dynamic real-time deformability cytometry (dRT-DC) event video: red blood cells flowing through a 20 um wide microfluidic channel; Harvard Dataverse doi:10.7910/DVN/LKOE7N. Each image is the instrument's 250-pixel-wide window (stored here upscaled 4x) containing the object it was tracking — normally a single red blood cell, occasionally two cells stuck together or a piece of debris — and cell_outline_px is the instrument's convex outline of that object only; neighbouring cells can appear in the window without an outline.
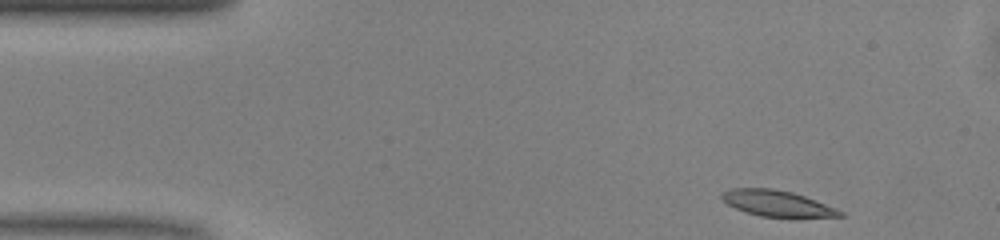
{"species": "common noctule bat (a hibernating species)", "species_latin": "Nyctalus noctula", "temperature_condition": "warm", "stored_images_in_passage": 10, "camera_frame_rate_fps": 3000, "um_per_image_px": 0.085, "animal": {"sex": "male", "body_mass_g": 13.0, "forearm_length_mm": 53.1}, "frame": {"image": 1, "passage_image": 1, "time_ms": 0.0, "image_size_px": [1000, 240], "cell_outline_px": [[844, 216], [792, 220], [788, 220], [760, 216], [744, 212], [728, 204], [720, 196], [724, 192], [732, 188], [772, 188], [792, 192], [804, 196], [836, 208], [844, 212]], "centroid_in_image_um": [66.14, 17.35], "position_along_channel_um": 18.9, "area_um2": 18.67}}
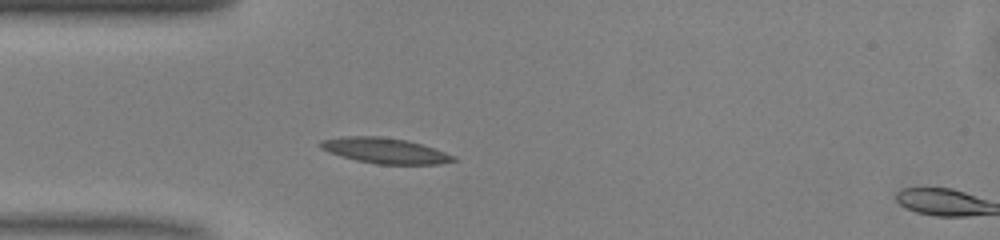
{"frame": {"image": 2, "passage_image": 9, "time_ms": 2.667, "image_size_px": [1000, 240], "cell_outline_px": [[456, 160], [440, 164], [376, 164], [356, 160], [340, 156], [328, 152], [320, 148], [316, 144], [320, 140], [344, 136], [380, 136], [404, 140], [420, 144], [456, 156]], "centroid_in_image_um": [32.64, 12.8], "position_along_channel_um": 52.4, "area_um2": 19.71}}